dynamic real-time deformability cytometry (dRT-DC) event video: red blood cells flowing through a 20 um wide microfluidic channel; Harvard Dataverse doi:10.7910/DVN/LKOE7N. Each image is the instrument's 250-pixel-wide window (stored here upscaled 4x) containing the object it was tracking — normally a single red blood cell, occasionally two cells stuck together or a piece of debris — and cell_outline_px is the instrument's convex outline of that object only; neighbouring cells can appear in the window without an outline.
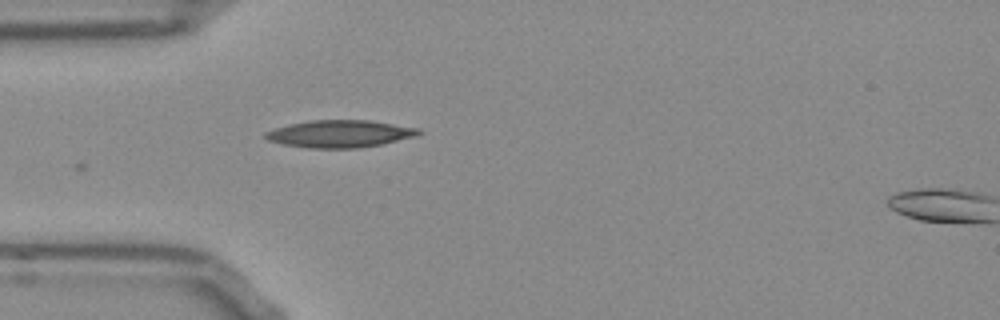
{"species": "Egyptian fruit bat (a non-hibernating species)", "species_latin": "Rousettus aegyptiacus", "temperature_condition": "room temperature", "stored_images_in_passage": 8, "camera_frame_rate_fps": 3000, "um_per_image_px": 0.085, "frame": {"image": 1, "passage_image": 1, "time_ms": 0.0, "image_size_px": [1000, 320], "cell_outline_px": [[424, 132], [420, 136], [360, 148], [308, 148], [284, 144], [268, 140], [264, 136], [264, 132], [288, 124], [308, 120], [368, 120], [416, 128]], "centroid_in_image_um": [28.89, 11.37], "position_along_channel_um": 56.1, "area_um2": 24.39}}